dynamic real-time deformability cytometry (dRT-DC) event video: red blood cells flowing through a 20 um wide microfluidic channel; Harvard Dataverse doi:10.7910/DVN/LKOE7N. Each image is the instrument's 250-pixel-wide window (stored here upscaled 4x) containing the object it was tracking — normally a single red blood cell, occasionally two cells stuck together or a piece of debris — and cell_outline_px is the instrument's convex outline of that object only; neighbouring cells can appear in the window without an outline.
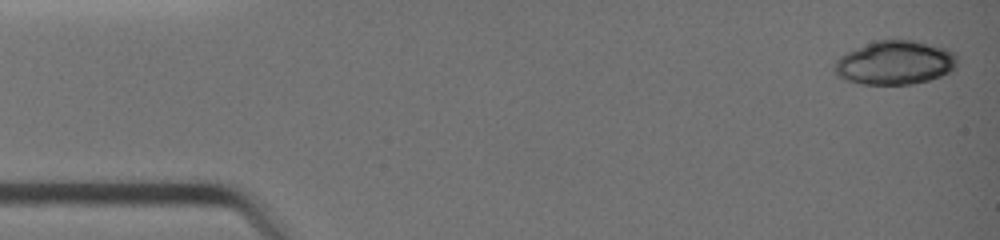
{"species": "common noctule bat (a hibernating species)", "species_latin": "Nyctalus noctula", "temperature_condition": "warm", "stored_images_in_passage": 39, "camera_frame_rate_fps": 3000, "um_per_image_px": 0.085, "animal": {"sex": "female", "body_mass_g": 19.0, "forearm_length_mm": 51.5}, "frame": {"image": 1, "passage_image": 1, "time_ms": 0.0, "image_size_px": [1000, 240], "cell_outline_px": [[956, 68], [940, 76], [928, 80], [912, 84], [860, 84], [844, 80], [836, 76], [836, 60], [840, 56], [856, 48], [876, 40], [912, 40], [944, 48], [956, 52]], "centroid_in_image_um": [76.07, 5.34], "position_along_channel_um": 8.9, "area_um2": 31.15}}
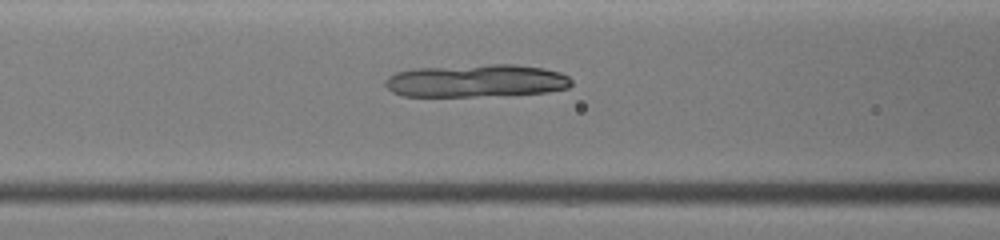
{"frame": {"image": 2, "passage_image": 16, "time_ms": 5.0, "image_size_px": [1000, 240], "cell_outline_px": [[572, 84], [568, 88], [548, 92], [476, 96], [404, 96], [392, 92], [384, 84], [384, 80], [388, 76], [396, 72], [412, 68], [488, 64], [516, 64], [544, 68], [560, 72], [568, 76], [572, 80]], "centroid_in_image_um": [40.47, 6.85], "position_along_channel_um": 126.1, "area_um2": 35.78}}
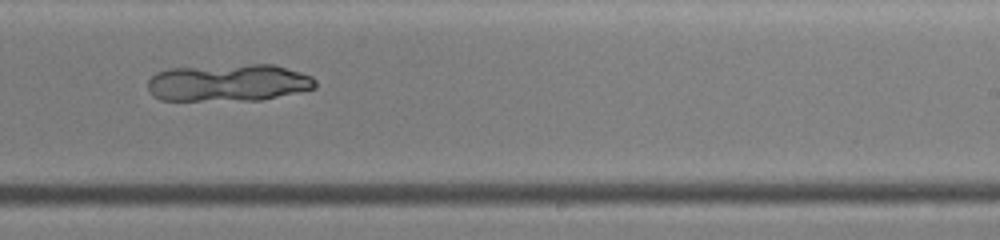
{"frame": {"image": 3, "passage_image": 25, "time_ms": 8.0, "image_size_px": [1000, 240], "cell_outline_px": [[316, 88], [264, 100], [160, 100], [152, 96], [148, 88], [148, 80], [156, 72], [168, 68], [248, 64], [276, 64], [312, 76], [316, 80]], "centroid_in_image_um": [19.43, 7.03], "position_along_channel_um": 269.6, "area_um2": 36.76}}